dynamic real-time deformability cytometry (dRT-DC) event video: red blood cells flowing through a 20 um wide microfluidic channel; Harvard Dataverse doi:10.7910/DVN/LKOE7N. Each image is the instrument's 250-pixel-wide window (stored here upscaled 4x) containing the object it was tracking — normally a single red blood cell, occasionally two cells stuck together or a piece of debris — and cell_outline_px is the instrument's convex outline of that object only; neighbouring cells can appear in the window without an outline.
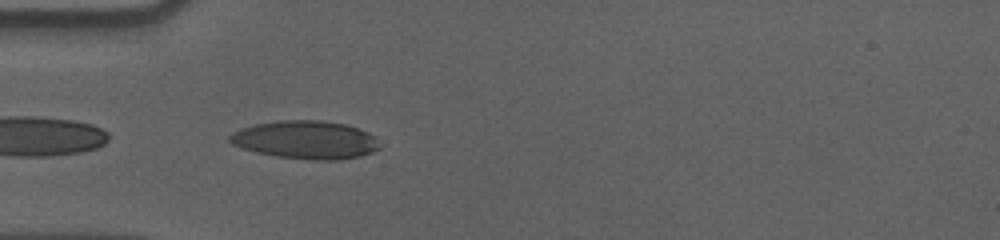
{"species": "human", "species_latin": "Homo sapiens", "temperature_condition": "cold", "stored_images_in_passage": 8, "camera_frame_rate_fps": 3000, "um_per_image_px": 0.085, "donor": {"sex": "male"}, "frame": {"image": 1, "passage_image": 1, "time_ms": 0.0, "image_size_px": [1000, 240], "cell_outline_px": [[380, 148], [372, 152], [360, 156], [340, 160], [312, 160], [276, 156], [256, 152], [232, 144], [228, 140], [228, 136], [232, 132], [240, 128], [256, 124], [280, 120], [320, 120], [348, 124], [368, 132], [376, 136]], "centroid_in_image_um": [26.0, 11.88], "position_along_channel_um": 59.0, "area_um2": 33.52}}
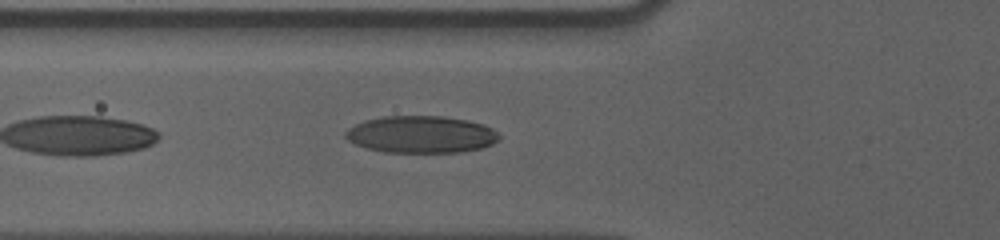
{"frame": {"image": 2, "passage_image": 4, "time_ms": 1.0, "image_size_px": [1000, 240], "cell_outline_px": [[500, 140], [492, 144], [480, 148], [460, 152], [384, 152], [368, 148], [356, 144], [348, 140], [344, 136], [344, 132], [348, 128], [364, 120], [380, 116], [444, 116], [468, 120], [484, 124], [492, 128], [500, 136]], "centroid_in_image_um": [35.79, 11.42], "position_along_channel_um": 90.0, "area_um2": 33.35}}
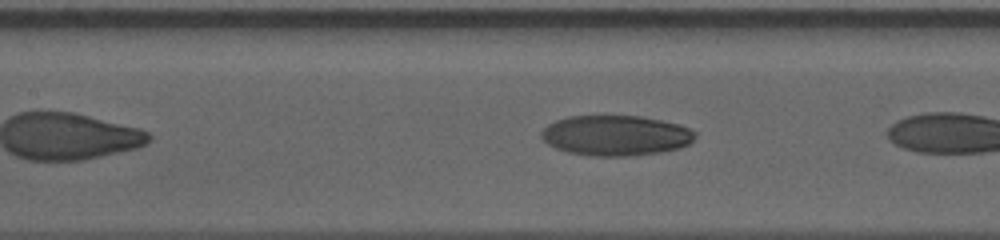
{"frame": {"image": 3, "passage_image": 7, "time_ms": 2.0, "image_size_px": [1000, 240], "cell_outline_px": [[696, 136], [688, 144], [680, 148], [660, 152], [628, 156], [588, 156], [568, 152], [556, 148], [548, 144], [540, 136], [540, 132], [548, 124], [556, 120], [568, 116], [640, 116], [680, 124], [696, 132]], "centroid_in_image_um": [52.32, 11.52], "position_along_channel_um": 155.1, "area_um2": 36.18}}